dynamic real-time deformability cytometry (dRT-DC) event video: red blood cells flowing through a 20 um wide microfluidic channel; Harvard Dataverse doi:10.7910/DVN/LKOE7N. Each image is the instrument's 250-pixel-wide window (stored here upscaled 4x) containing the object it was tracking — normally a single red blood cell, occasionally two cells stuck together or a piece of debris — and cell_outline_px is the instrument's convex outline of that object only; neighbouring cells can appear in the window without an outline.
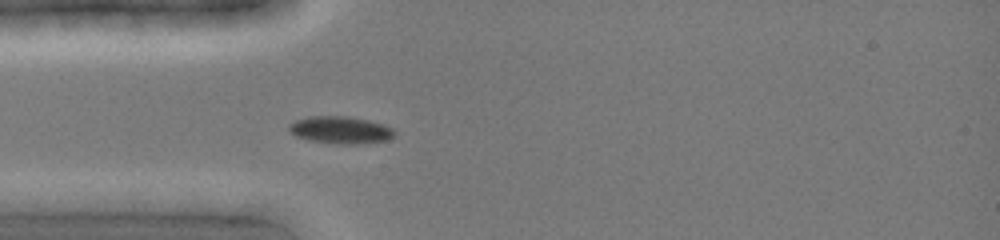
{"species": "common noctule bat (a hibernating species)", "species_latin": "Nyctalus noctula", "temperature_condition": "cold", "stored_images_in_passage": 4, "camera_frame_rate_fps": 3000, "um_per_image_px": 0.085, "animal": {"sex": "female", "body_mass_g": 19.0, "forearm_length_mm": 51.5}, "frame": {"image": 1, "passage_image": 1, "time_ms": 0.0, "image_size_px": [1000, 240], "cell_outline_px": [[396, 132], [388, 140], [352, 144], [340, 144], [308, 140], [296, 136], [288, 132], [288, 124], [296, 120], [308, 116], [348, 116], [368, 120], [384, 124], [392, 128]], "centroid_in_image_um": [28.9, 11.04], "position_along_channel_um": 56.1, "area_um2": 16.82}}